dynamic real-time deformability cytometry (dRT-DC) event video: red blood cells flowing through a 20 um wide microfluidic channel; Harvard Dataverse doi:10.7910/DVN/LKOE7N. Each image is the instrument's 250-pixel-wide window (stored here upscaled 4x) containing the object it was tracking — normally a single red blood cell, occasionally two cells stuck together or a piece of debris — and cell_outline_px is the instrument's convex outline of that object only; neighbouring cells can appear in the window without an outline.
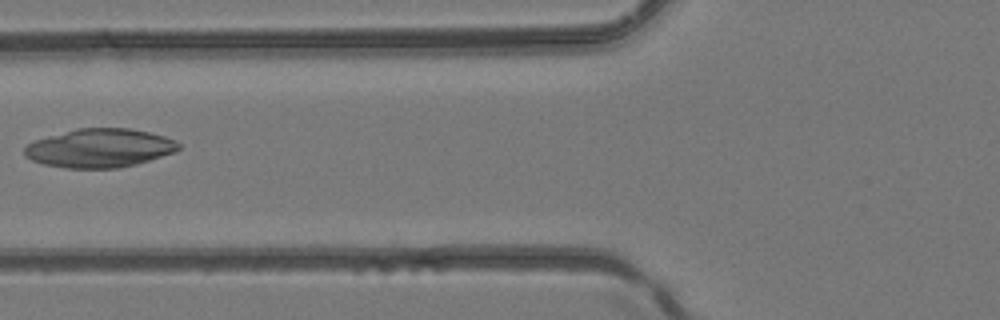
{"species": "common noctule bat (a hibernating species)", "species_latin": "Nyctalus noctula", "temperature_condition": "room temperature", "stored_images_in_passage": 4, "camera_frame_rate_fps": 3000, "um_per_image_px": 0.085, "animal": {"sex": "female", "body_mass_g": 24.6, "forearm_length_mm": 56.2}, "frame": {"image": 1, "passage_image": 4, "time_ms": 1.0, "image_size_px": [1000, 320], "cell_outline_px": [[180, 148], [176, 152], [136, 164], [116, 168], [68, 168], [44, 164], [32, 160], [24, 156], [24, 148], [28, 144], [36, 140], [76, 128], [128, 128], [148, 132], [164, 136], [176, 140], [180, 144]], "centroid_in_image_um": [8.49, 12.59], "position_along_channel_um": 117.3, "area_um2": 34.62}}